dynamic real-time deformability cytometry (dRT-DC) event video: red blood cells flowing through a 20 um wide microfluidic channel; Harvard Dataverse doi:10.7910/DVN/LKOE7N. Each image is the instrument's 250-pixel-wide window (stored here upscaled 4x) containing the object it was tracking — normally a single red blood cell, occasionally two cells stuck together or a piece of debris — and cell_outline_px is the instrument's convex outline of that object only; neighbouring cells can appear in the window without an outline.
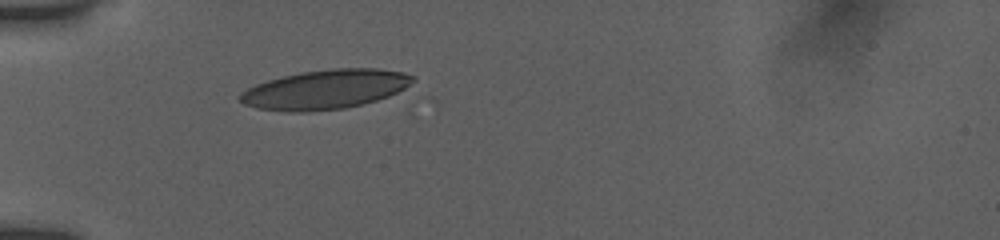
{"species": "human", "species_latin": "Homo sapiens", "temperature_condition": "room temperature", "stored_images_in_passage": 43, "camera_frame_rate_fps": 3000, "um_per_image_px": 0.085, "donor": {"sex": "female"}, "frame": {"image": 1, "passage_image": 1, "time_ms": 0.0, "image_size_px": [1000, 240], "cell_outline_px": [[416, 80], [404, 88], [388, 96], [376, 100], [344, 108], [308, 112], [288, 112], [256, 108], [244, 104], [236, 96], [240, 92], [256, 84], [268, 80], [300, 72], [332, 68], [376, 68], [404, 72], [416, 76]], "centroid_in_image_um": [27.63, 7.59], "position_along_channel_um": 57.4, "area_um2": 39.71}}
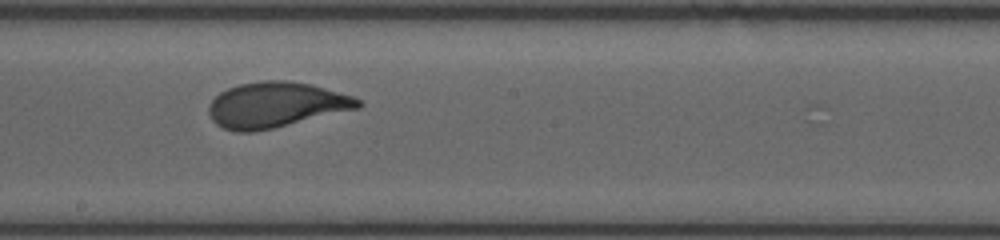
{"frame": {"image": 2, "passage_image": 20, "time_ms": 4.667, "image_size_px": [1000, 240], "cell_outline_px": [[364, 104], [360, 108], [272, 128], [252, 132], [236, 132], [224, 128], [216, 124], [212, 120], [208, 112], [208, 108], [212, 100], [220, 92], [228, 88], [240, 84], [260, 80], [288, 80], [312, 84], [352, 96], [360, 100]], "centroid_in_image_um": [23.44, 8.9], "position_along_channel_um": 224.8, "area_um2": 39.48}}
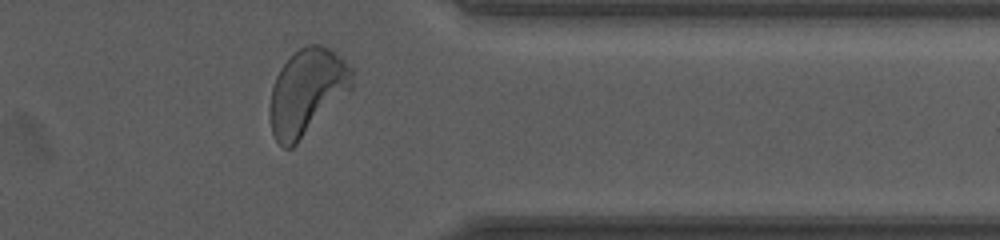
{"frame": {"image": 3, "passage_image": 39, "time_ms": 9.0, "image_size_px": [1000, 240], "cell_outline_px": [[352, 88], [292, 148], [284, 148], [276, 140], [272, 132], [268, 112], [268, 108], [272, 88], [276, 76], [280, 68], [288, 56], [304, 44], [320, 44], [328, 48], [344, 60], [352, 68]], "centroid_in_image_um": [26.05, 7.79], "position_along_channel_um": 385.4, "area_um2": 41.15}, "authors_computed_cell_mechanics": {"area_um2": 39.4774, "velocity_mm_per_s": 3.8528, "shape_relaxation_time_tau1_ms": 3.3608, "shape_relaxation_time_tau2_ms": null, "deformation_change_tau1": 0.1608, "deformation_change_tau2": null}}